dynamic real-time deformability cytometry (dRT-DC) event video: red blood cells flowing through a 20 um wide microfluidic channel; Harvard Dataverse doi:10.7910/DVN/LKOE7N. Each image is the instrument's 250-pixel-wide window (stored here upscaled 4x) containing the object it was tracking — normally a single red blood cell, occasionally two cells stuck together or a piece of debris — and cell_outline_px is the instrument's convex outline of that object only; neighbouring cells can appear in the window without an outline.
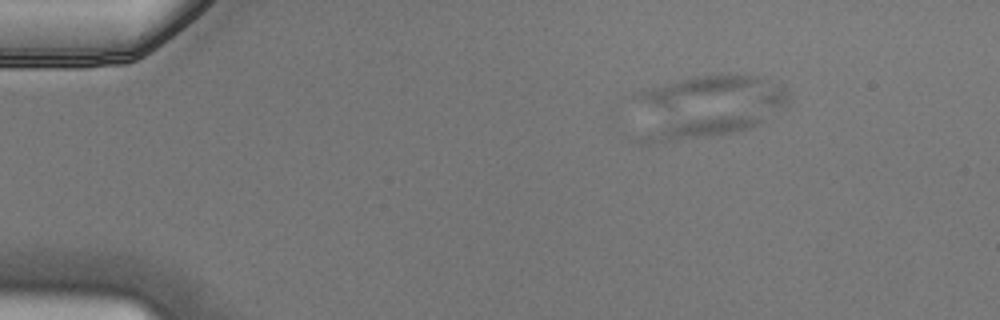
{"species": "Egyptian fruit bat (a non-hibernating species)", "species_latin": "Rousettus aegyptiacus", "temperature_condition": "cold", "stored_images_in_passage": 8, "camera_frame_rate_fps": 3000, "um_per_image_px": 0.085, "animal": {"sex": "male"}, "frame": {"image": 1, "passage_image": 2, "time_ms": 0.333, "image_size_px": [1000, 320], "cell_outline_px": [[764, 120], [760, 124], [748, 128], [728, 132], [664, 144], [640, 144], [632, 140], [668, 124], [708, 116], [764, 116]], "centroid_in_image_um": [59.36, 10.95], "position_along_channel_um": 25.6, "area_um2": 14.28}}